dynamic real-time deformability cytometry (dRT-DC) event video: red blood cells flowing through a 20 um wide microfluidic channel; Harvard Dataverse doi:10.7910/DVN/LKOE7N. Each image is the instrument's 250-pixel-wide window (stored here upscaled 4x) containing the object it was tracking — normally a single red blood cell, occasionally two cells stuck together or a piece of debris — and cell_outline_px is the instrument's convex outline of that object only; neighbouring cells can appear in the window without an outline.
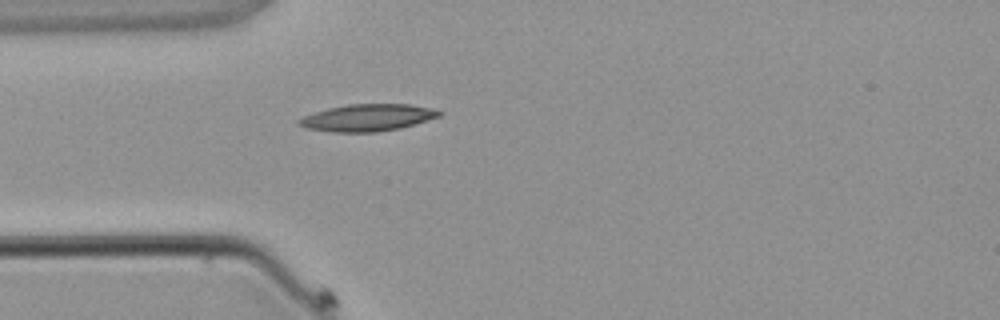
{"species": "common noctule bat (a hibernating species)", "species_latin": "Nyctalus noctula", "temperature_condition": "warm", "stored_images_in_passage": 3, "camera_frame_rate_fps": 3000, "um_per_image_px": 0.085, "animal": {"sex": "male", "body_mass_g": 21.5, "forearm_length_mm": 52.0}, "frame": {"image": 1, "passage_image": 3, "time_ms": 3.333, "image_size_px": [1000, 320], "cell_outline_px": [[444, 112], [440, 116], [416, 124], [400, 128], [376, 132], [332, 132], [304, 128], [296, 124], [296, 120], [312, 112], [328, 108], [348, 104], [408, 104], [432, 108]], "centroid_in_image_um": [31.2, 10.0], "position_along_channel_um": 53.8, "area_um2": 22.31}}